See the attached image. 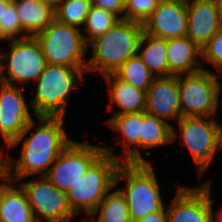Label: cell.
<instances>
[{"label":"cell","instance_id":"obj_1","mask_svg":"<svg viewBox=\"0 0 222 222\" xmlns=\"http://www.w3.org/2000/svg\"><path fill=\"white\" fill-rule=\"evenodd\" d=\"M36 118L38 123L32 119L22 134L8 146L9 149L23 141L18 159L6 154V178L16 183L28 176H45L59 154L72 141L63 127L65 117ZM35 126L36 131L26 137Z\"/></svg>","mask_w":222,"mask_h":222},{"label":"cell","instance_id":"obj_2","mask_svg":"<svg viewBox=\"0 0 222 222\" xmlns=\"http://www.w3.org/2000/svg\"><path fill=\"white\" fill-rule=\"evenodd\" d=\"M143 33V23L120 19L113 27L89 42L92 55L86 72L114 73L128 58L135 56Z\"/></svg>","mask_w":222,"mask_h":222},{"label":"cell","instance_id":"obj_3","mask_svg":"<svg viewBox=\"0 0 222 222\" xmlns=\"http://www.w3.org/2000/svg\"><path fill=\"white\" fill-rule=\"evenodd\" d=\"M120 164L114 148L104 147V153L66 191L69 206L77 216L83 210L89 217L106 194L116 188L115 176Z\"/></svg>","mask_w":222,"mask_h":222},{"label":"cell","instance_id":"obj_4","mask_svg":"<svg viewBox=\"0 0 222 222\" xmlns=\"http://www.w3.org/2000/svg\"><path fill=\"white\" fill-rule=\"evenodd\" d=\"M86 69L47 64L35 81L36 95L28 102L36 116L65 117L73 88L84 80Z\"/></svg>","mask_w":222,"mask_h":222},{"label":"cell","instance_id":"obj_5","mask_svg":"<svg viewBox=\"0 0 222 222\" xmlns=\"http://www.w3.org/2000/svg\"><path fill=\"white\" fill-rule=\"evenodd\" d=\"M122 179L126 180V185L119 190L126 198L131 221L161 211L165 207L157 176L150 162H121L115 176L116 187Z\"/></svg>","mask_w":222,"mask_h":222},{"label":"cell","instance_id":"obj_6","mask_svg":"<svg viewBox=\"0 0 222 222\" xmlns=\"http://www.w3.org/2000/svg\"><path fill=\"white\" fill-rule=\"evenodd\" d=\"M213 118L181 117L177 121L178 131L172 125V142L180 136L181 146L188 148L201 177L215 158L217 150L222 148V123Z\"/></svg>","mask_w":222,"mask_h":222},{"label":"cell","instance_id":"obj_7","mask_svg":"<svg viewBox=\"0 0 222 222\" xmlns=\"http://www.w3.org/2000/svg\"><path fill=\"white\" fill-rule=\"evenodd\" d=\"M80 30L83 29L54 19L45 29L34 36L40 44L47 64L86 69L85 55L89 43Z\"/></svg>","mask_w":222,"mask_h":222},{"label":"cell","instance_id":"obj_8","mask_svg":"<svg viewBox=\"0 0 222 222\" xmlns=\"http://www.w3.org/2000/svg\"><path fill=\"white\" fill-rule=\"evenodd\" d=\"M218 74L204 68L191 74L178 75L182 117L215 116L222 84Z\"/></svg>","mask_w":222,"mask_h":222},{"label":"cell","instance_id":"obj_9","mask_svg":"<svg viewBox=\"0 0 222 222\" xmlns=\"http://www.w3.org/2000/svg\"><path fill=\"white\" fill-rule=\"evenodd\" d=\"M10 47L6 54L0 50L4 83L24 87L36 81L47 65L36 38L10 40Z\"/></svg>","mask_w":222,"mask_h":222},{"label":"cell","instance_id":"obj_10","mask_svg":"<svg viewBox=\"0 0 222 222\" xmlns=\"http://www.w3.org/2000/svg\"><path fill=\"white\" fill-rule=\"evenodd\" d=\"M104 153V147L72 141L59 154L45 177L58 189L67 191Z\"/></svg>","mask_w":222,"mask_h":222},{"label":"cell","instance_id":"obj_11","mask_svg":"<svg viewBox=\"0 0 222 222\" xmlns=\"http://www.w3.org/2000/svg\"><path fill=\"white\" fill-rule=\"evenodd\" d=\"M30 182L18 181L26 192L36 220L41 222H70L77 215L69 206L66 191L58 189L45 176Z\"/></svg>","mask_w":222,"mask_h":222},{"label":"cell","instance_id":"obj_12","mask_svg":"<svg viewBox=\"0 0 222 222\" xmlns=\"http://www.w3.org/2000/svg\"><path fill=\"white\" fill-rule=\"evenodd\" d=\"M210 182L198 187L178 185L166 208L168 222H213V199Z\"/></svg>","mask_w":222,"mask_h":222},{"label":"cell","instance_id":"obj_13","mask_svg":"<svg viewBox=\"0 0 222 222\" xmlns=\"http://www.w3.org/2000/svg\"><path fill=\"white\" fill-rule=\"evenodd\" d=\"M25 87L2 83L0 87V136L8 147L33 119L23 96Z\"/></svg>","mask_w":222,"mask_h":222},{"label":"cell","instance_id":"obj_14","mask_svg":"<svg viewBox=\"0 0 222 222\" xmlns=\"http://www.w3.org/2000/svg\"><path fill=\"white\" fill-rule=\"evenodd\" d=\"M143 31L165 40L186 36L187 2L161 0L153 13L143 22Z\"/></svg>","mask_w":222,"mask_h":222},{"label":"cell","instance_id":"obj_15","mask_svg":"<svg viewBox=\"0 0 222 222\" xmlns=\"http://www.w3.org/2000/svg\"><path fill=\"white\" fill-rule=\"evenodd\" d=\"M145 112L165 121H178L182 117L178 75L158 77L152 81L146 92Z\"/></svg>","mask_w":222,"mask_h":222},{"label":"cell","instance_id":"obj_16","mask_svg":"<svg viewBox=\"0 0 222 222\" xmlns=\"http://www.w3.org/2000/svg\"><path fill=\"white\" fill-rule=\"evenodd\" d=\"M220 30L215 0L187 2L186 36L202 48Z\"/></svg>","mask_w":222,"mask_h":222},{"label":"cell","instance_id":"obj_17","mask_svg":"<svg viewBox=\"0 0 222 222\" xmlns=\"http://www.w3.org/2000/svg\"><path fill=\"white\" fill-rule=\"evenodd\" d=\"M106 123L121 134V144L125 152L118 156L121 162L148 163L140 150L141 112L115 115L107 119Z\"/></svg>","mask_w":222,"mask_h":222},{"label":"cell","instance_id":"obj_18","mask_svg":"<svg viewBox=\"0 0 222 222\" xmlns=\"http://www.w3.org/2000/svg\"><path fill=\"white\" fill-rule=\"evenodd\" d=\"M5 179L0 184V222H38L20 184Z\"/></svg>","mask_w":222,"mask_h":222},{"label":"cell","instance_id":"obj_19","mask_svg":"<svg viewBox=\"0 0 222 222\" xmlns=\"http://www.w3.org/2000/svg\"><path fill=\"white\" fill-rule=\"evenodd\" d=\"M166 47L169 71L174 76L191 74L204 69L201 48L187 36L167 39Z\"/></svg>","mask_w":222,"mask_h":222},{"label":"cell","instance_id":"obj_20","mask_svg":"<svg viewBox=\"0 0 222 222\" xmlns=\"http://www.w3.org/2000/svg\"><path fill=\"white\" fill-rule=\"evenodd\" d=\"M110 96L108 111L115 104L120 110L113 113L112 117L120 114L137 113L145 111L146 92L135 88L130 83L120 79L115 73L103 75Z\"/></svg>","mask_w":222,"mask_h":222},{"label":"cell","instance_id":"obj_21","mask_svg":"<svg viewBox=\"0 0 222 222\" xmlns=\"http://www.w3.org/2000/svg\"><path fill=\"white\" fill-rule=\"evenodd\" d=\"M23 31L31 37L40 33L54 19L55 10L41 0H13Z\"/></svg>","mask_w":222,"mask_h":222},{"label":"cell","instance_id":"obj_22","mask_svg":"<svg viewBox=\"0 0 222 222\" xmlns=\"http://www.w3.org/2000/svg\"><path fill=\"white\" fill-rule=\"evenodd\" d=\"M137 54L156 78L174 76L169 71L165 39L151 36L143 31Z\"/></svg>","mask_w":222,"mask_h":222},{"label":"cell","instance_id":"obj_23","mask_svg":"<svg viewBox=\"0 0 222 222\" xmlns=\"http://www.w3.org/2000/svg\"><path fill=\"white\" fill-rule=\"evenodd\" d=\"M172 124L145 111L141 112L140 149L166 146L172 142Z\"/></svg>","mask_w":222,"mask_h":222},{"label":"cell","instance_id":"obj_24","mask_svg":"<svg viewBox=\"0 0 222 222\" xmlns=\"http://www.w3.org/2000/svg\"><path fill=\"white\" fill-rule=\"evenodd\" d=\"M99 213L98 219L95 218ZM94 222H131L125 196L116 189L106 194L100 204L88 217Z\"/></svg>","mask_w":222,"mask_h":222},{"label":"cell","instance_id":"obj_25","mask_svg":"<svg viewBox=\"0 0 222 222\" xmlns=\"http://www.w3.org/2000/svg\"><path fill=\"white\" fill-rule=\"evenodd\" d=\"M114 73L120 79L145 92L156 78L138 54L128 58Z\"/></svg>","mask_w":222,"mask_h":222},{"label":"cell","instance_id":"obj_26","mask_svg":"<svg viewBox=\"0 0 222 222\" xmlns=\"http://www.w3.org/2000/svg\"><path fill=\"white\" fill-rule=\"evenodd\" d=\"M121 18L114 13L105 10L103 8H98L91 6L89 13L86 16V21L83 25L84 32L87 35L85 37L86 41L89 43L96 37L103 35L111 27H113Z\"/></svg>","mask_w":222,"mask_h":222},{"label":"cell","instance_id":"obj_27","mask_svg":"<svg viewBox=\"0 0 222 222\" xmlns=\"http://www.w3.org/2000/svg\"><path fill=\"white\" fill-rule=\"evenodd\" d=\"M91 0H64L55 9V19L81 29L91 8Z\"/></svg>","mask_w":222,"mask_h":222},{"label":"cell","instance_id":"obj_28","mask_svg":"<svg viewBox=\"0 0 222 222\" xmlns=\"http://www.w3.org/2000/svg\"><path fill=\"white\" fill-rule=\"evenodd\" d=\"M29 37L21 28L14 2H2V21H0V41Z\"/></svg>","mask_w":222,"mask_h":222},{"label":"cell","instance_id":"obj_29","mask_svg":"<svg viewBox=\"0 0 222 222\" xmlns=\"http://www.w3.org/2000/svg\"><path fill=\"white\" fill-rule=\"evenodd\" d=\"M161 0H125L124 19L143 23Z\"/></svg>","mask_w":222,"mask_h":222},{"label":"cell","instance_id":"obj_30","mask_svg":"<svg viewBox=\"0 0 222 222\" xmlns=\"http://www.w3.org/2000/svg\"><path fill=\"white\" fill-rule=\"evenodd\" d=\"M202 64L204 60L211 63L215 69L220 71L222 69V29L217 31L210 40L201 48Z\"/></svg>","mask_w":222,"mask_h":222},{"label":"cell","instance_id":"obj_31","mask_svg":"<svg viewBox=\"0 0 222 222\" xmlns=\"http://www.w3.org/2000/svg\"><path fill=\"white\" fill-rule=\"evenodd\" d=\"M91 5L108 10L124 19L125 0H91Z\"/></svg>","mask_w":222,"mask_h":222},{"label":"cell","instance_id":"obj_32","mask_svg":"<svg viewBox=\"0 0 222 222\" xmlns=\"http://www.w3.org/2000/svg\"><path fill=\"white\" fill-rule=\"evenodd\" d=\"M166 207L165 205L161 211L151 213L143 218L132 220L131 222H168Z\"/></svg>","mask_w":222,"mask_h":222},{"label":"cell","instance_id":"obj_33","mask_svg":"<svg viewBox=\"0 0 222 222\" xmlns=\"http://www.w3.org/2000/svg\"><path fill=\"white\" fill-rule=\"evenodd\" d=\"M6 179V154L0 151V181Z\"/></svg>","mask_w":222,"mask_h":222},{"label":"cell","instance_id":"obj_34","mask_svg":"<svg viewBox=\"0 0 222 222\" xmlns=\"http://www.w3.org/2000/svg\"><path fill=\"white\" fill-rule=\"evenodd\" d=\"M218 9L219 26L222 29V0H215Z\"/></svg>","mask_w":222,"mask_h":222},{"label":"cell","instance_id":"obj_35","mask_svg":"<svg viewBox=\"0 0 222 222\" xmlns=\"http://www.w3.org/2000/svg\"><path fill=\"white\" fill-rule=\"evenodd\" d=\"M41 1L50 5L55 10L64 0H41Z\"/></svg>","mask_w":222,"mask_h":222},{"label":"cell","instance_id":"obj_36","mask_svg":"<svg viewBox=\"0 0 222 222\" xmlns=\"http://www.w3.org/2000/svg\"><path fill=\"white\" fill-rule=\"evenodd\" d=\"M217 220H215V217ZM218 221V222H222V210L220 212H218L216 215L213 214V222Z\"/></svg>","mask_w":222,"mask_h":222},{"label":"cell","instance_id":"obj_37","mask_svg":"<svg viewBox=\"0 0 222 222\" xmlns=\"http://www.w3.org/2000/svg\"><path fill=\"white\" fill-rule=\"evenodd\" d=\"M4 83L2 75L1 57H0V84Z\"/></svg>","mask_w":222,"mask_h":222},{"label":"cell","instance_id":"obj_38","mask_svg":"<svg viewBox=\"0 0 222 222\" xmlns=\"http://www.w3.org/2000/svg\"><path fill=\"white\" fill-rule=\"evenodd\" d=\"M0 21H2V2H0Z\"/></svg>","mask_w":222,"mask_h":222},{"label":"cell","instance_id":"obj_39","mask_svg":"<svg viewBox=\"0 0 222 222\" xmlns=\"http://www.w3.org/2000/svg\"><path fill=\"white\" fill-rule=\"evenodd\" d=\"M81 222H90V220H88V218H83L82 220H81Z\"/></svg>","mask_w":222,"mask_h":222},{"label":"cell","instance_id":"obj_40","mask_svg":"<svg viewBox=\"0 0 222 222\" xmlns=\"http://www.w3.org/2000/svg\"><path fill=\"white\" fill-rule=\"evenodd\" d=\"M13 0H0V2H12Z\"/></svg>","mask_w":222,"mask_h":222},{"label":"cell","instance_id":"obj_41","mask_svg":"<svg viewBox=\"0 0 222 222\" xmlns=\"http://www.w3.org/2000/svg\"><path fill=\"white\" fill-rule=\"evenodd\" d=\"M217 73H220V77L222 79V69L219 72H217Z\"/></svg>","mask_w":222,"mask_h":222},{"label":"cell","instance_id":"obj_42","mask_svg":"<svg viewBox=\"0 0 222 222\" xmlns=\"http://www.w3.org/2000/svg\"><path fill=\"white\" fill-rule=\"evenodd\" d=\"M181 1H184V2H189V1H192V0H181Z\"/></svg>","mask_w":222,"mask_h":222}]
</instances>
